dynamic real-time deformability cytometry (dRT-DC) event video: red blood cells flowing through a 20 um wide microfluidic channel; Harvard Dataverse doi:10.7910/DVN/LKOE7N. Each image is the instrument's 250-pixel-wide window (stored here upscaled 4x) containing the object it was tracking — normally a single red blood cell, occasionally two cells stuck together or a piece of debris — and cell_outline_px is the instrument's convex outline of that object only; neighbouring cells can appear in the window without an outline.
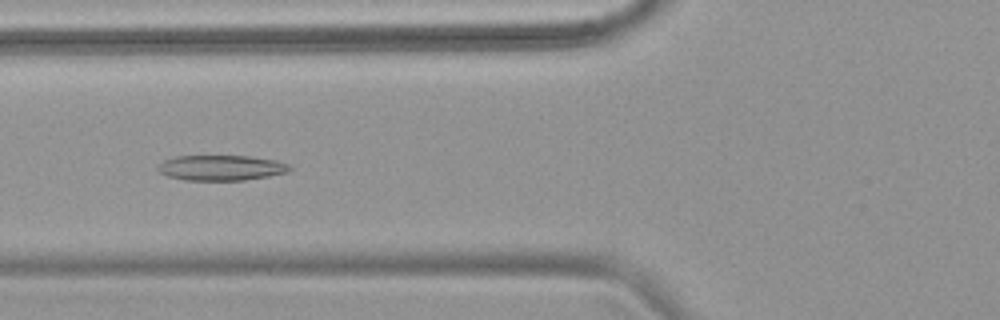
{"species": "common noctule bat (a hibernating species)", "species_latin": "Nyctalus noctula", "temperature_condition": "warm", "stored_images_in_passage": 53, "camera_frame_rate_fps": 3000, "um_per_image_px": 0.085, "animal": {"sex": "female", "body_mass_g": 18.4}, "frame": {"image": 1, "passage_image": 21, "time_ms": 6.667, "image_size_px": [1000, 320], "cell_outline_px": [[292, 168], [288, 172], [268, 176], [244, 180], [184, 180], [168, 176], [160, 172], [156, 168], [164, 160], [176, 156], [248, 156], [276, 160], [288, 164]], "centroid_in_image_um": [18.8, 14.26], "position_along_channel_um": 107.0, "area_um2": 19.36}}
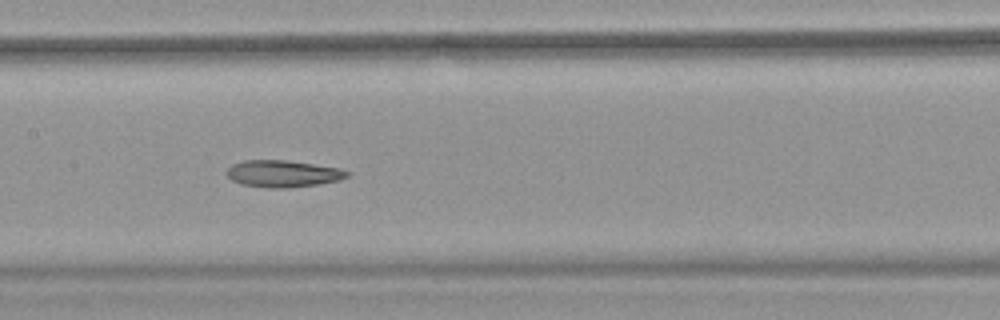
{"frame": {"image": 2, "passage_image": 27, "time_ms": 8.667, "image_size_px": [1000, 320], "cell_outline_px": [[348, 176], [340, 180], [320, 184], [288, 188], [268, 188], [240, 184], [232, 180], [224, 172], [232, 164], [244, 160], [284, 160], [340, 168], [348, 172]], "centroid_in_image_um": [24.01, 14.77], "position_along_channel_um": 183.4, "area_um2": 18.9}}
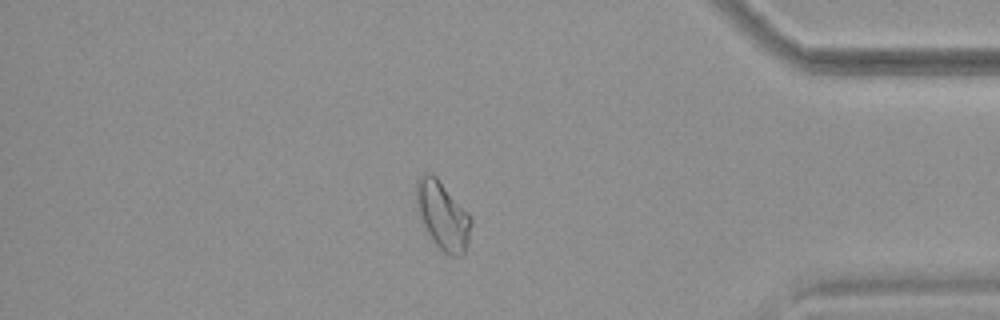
{"frame": {"image": 3, "passage_image": 46, "time_ms": 15.0, "image_size_px": [1000, 320], "cell_outline_px": [[472, 224], [468, 240], [464, 252], [460, 256], [452, 256], [444, 252], [436, 244], [428, 232], [416, 212], [416, 180], [424, 172], [436, 176], [472, 216]], "centroid_in_image_um": [37.62, 18.29], "position_along_channel_um": 397.6, "area_um2": 21.73}, "authors_computed_cell_mechanics": {"area_um2": 21.7328, "velocity_mm_per_s": 3.8217, "shape_relaxation_time_tau1_ms": null, "shape_relaxation_time_tau2_ms": 7.3468, "deformation_change_tau1": null, "deformation_change_tau2": 0.1359}}